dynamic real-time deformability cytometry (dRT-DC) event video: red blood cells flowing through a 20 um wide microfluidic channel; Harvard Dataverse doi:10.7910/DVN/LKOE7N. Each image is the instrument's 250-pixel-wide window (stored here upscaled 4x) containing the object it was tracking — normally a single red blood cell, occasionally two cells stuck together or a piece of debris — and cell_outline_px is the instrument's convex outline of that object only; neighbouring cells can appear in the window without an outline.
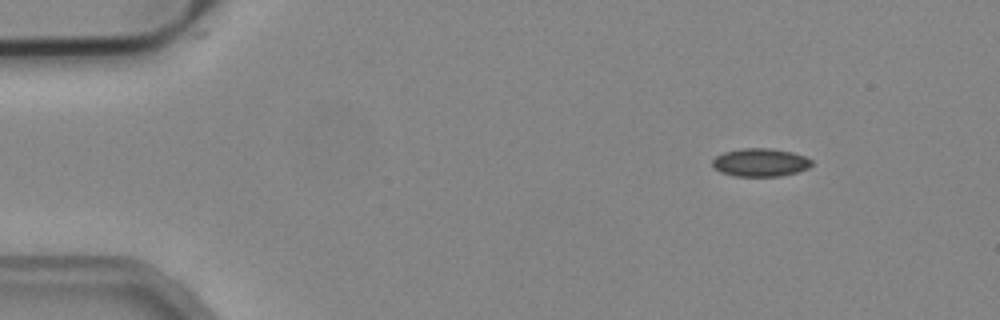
{"species": "common noctule bat (a hibernating species)", "species_latin": "Nyctalus noctula", "temperature_condition": "cold", "stored_images_in_passage": 5, "camera_frame_rate_fps": 3000, "um_per_image_px": 0.085, "animal": {"sex": "male", "body_mass_g": 19.2, "forearm_length_mm": 51.8}, "frame": {"image": 1, "passage_image": 1, "time_ms": 0.0, "image_size_px": [1000, 320], "cell_outline_px": [[812, 164], [808, 168], [800, 172], [780, 176], [736, 176], [720, 172], [712, 168], [712, 160], [716, 156], [724, 152], [740, 148], [768, 148], [792, 152], [804, 156], [812, 160]], "centroid_in_image_um": [64.61, 13.81], "position_along_channel_um": 20.4, "area_um2": 16.42}}
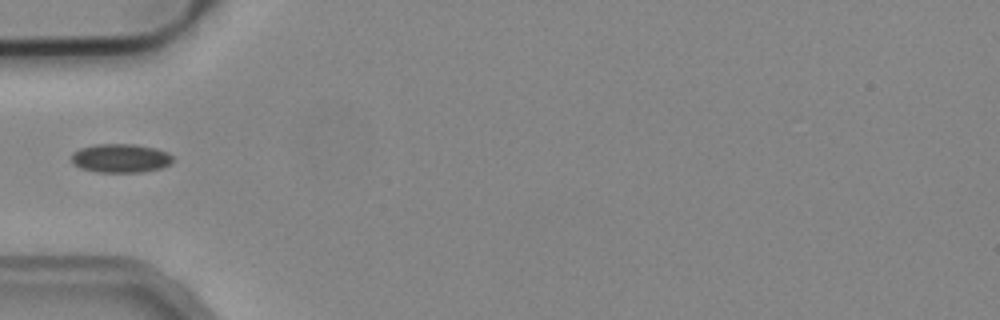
{"frame": {"image": 2, "passage_image": 4, "time_ms": 1.0, "image_size_px": [1000, 320], "cell_outline_px": [[172, 160], [168, 164], [160, 168], [144, 172], [96, 172], [80, 168], [72, 164], [72, 152], [80, 148], [96, 144], [136, 144], [156, 148], [168, 152], [172, 156]], "centroid_in_image_um": [10.22, 13.44], "position_along_channel_um": 74.8, "area_um2": 17.11}}